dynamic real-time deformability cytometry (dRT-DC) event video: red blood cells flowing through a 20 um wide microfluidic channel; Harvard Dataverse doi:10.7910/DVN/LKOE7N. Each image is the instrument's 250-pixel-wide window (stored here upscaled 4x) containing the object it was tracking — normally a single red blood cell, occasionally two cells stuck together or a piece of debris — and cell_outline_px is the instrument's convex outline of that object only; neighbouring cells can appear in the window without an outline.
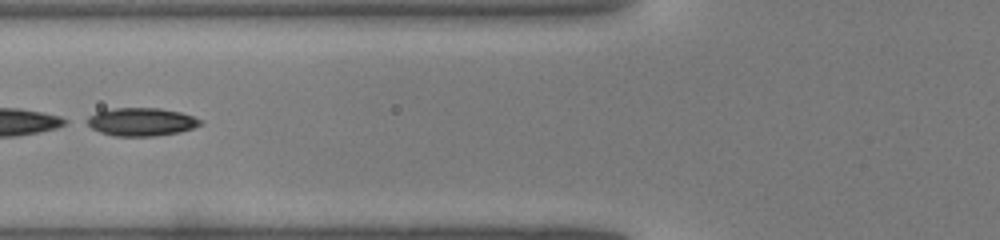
{"species": "common noctule bat (a hibernating species)", "species_latin": "Nyctalus noctula", "temperature_condition": "warm", "stored_images_in_passage": 43, "camera_frame_rate_fps": 3000, "um_per_image_px": 0.085, "animal": {"sex": "male", "body_mass_g": 19.0, "forearm_length_mm": 50.8}, "frame": {"image": 1, "passage_image": 18, "time_ms": 5.667, "image_size_px": [1000, 240], "cell_outline_px": [[200, 124], [192, 128], [180, 132], [152, 136], [116, 136], [100, 132], [92, 128], [80, 120], [96, 112], [116, 108], [160, 108], [180, 112], [192, 116], [200, 120]], "centroid_in_image_um": [11.92, 10.35], "position_along_channel_um": 113.9, "area_um2": 18.55}}
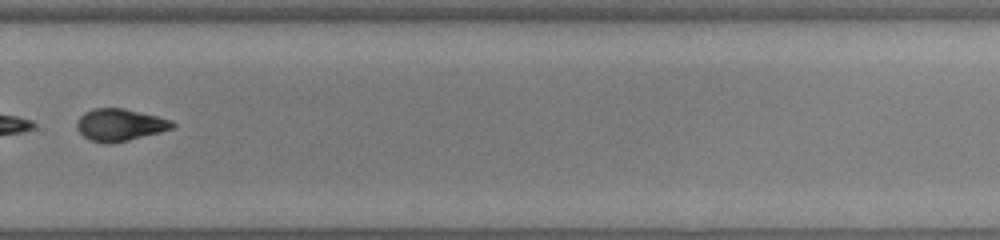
{"frame": {"image": 2, "passage_image": 31, "time_ms": 10.0, "image_size_px": [1000, 240], "cell_outline_px": [[176, 124], [172, 128], [160, 132], [128, 140], [108, 144], [92, 140], [84, 136], [76, 128], [76, 124], [80, 116], [84, 112], [92, 108], [124, 108], [172, 120]], "centroid_in_image_um": [10.18, 10.6], "position_along_channel_um": 319.6, "area_um2": 17.74}}